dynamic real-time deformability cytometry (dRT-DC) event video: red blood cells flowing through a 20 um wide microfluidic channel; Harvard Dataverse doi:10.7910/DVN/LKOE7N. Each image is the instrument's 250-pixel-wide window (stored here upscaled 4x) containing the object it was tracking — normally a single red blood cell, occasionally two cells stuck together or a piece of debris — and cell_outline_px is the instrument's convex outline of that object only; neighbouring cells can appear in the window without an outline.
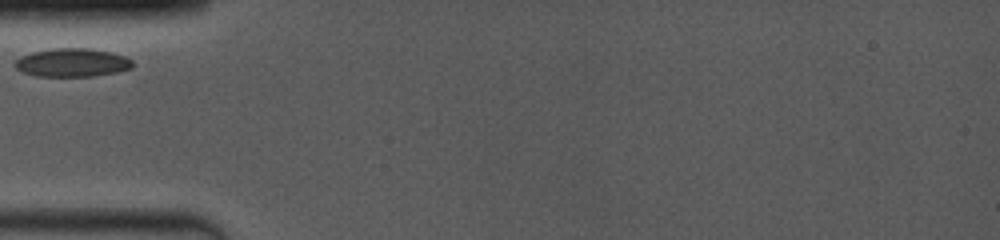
{"species": "common noctule bat (a hibernating species)", "species_latin": "Nyctalus noctula", "temperature_condition": "room temperature", "stored_images_in_passage": 3, "camera_frame_rate_fps": 4000, "um_per_image_px": 0.085, "animal": {"sex": "female", "body_mass_g": 19.0, "forearm_length_mm": 53.3}, "frame": {"image": 1, "passage_image": 1, "time_ms": 0.0, "image_size_px": [1000, 240], "cell_outline_px": [[132, 68], [116, 72], [92, 76], [36, 76], [24, 72], [16, 68], [12, 64], [20, 56], [32, 52], [52, 48], [88, 48], [112, 52], [124, 56], [132, 60]], "centroid_in_image_um": [6.11, 5.31], "position_along_channel_um": 78.9, "area_um2": 19.48}}
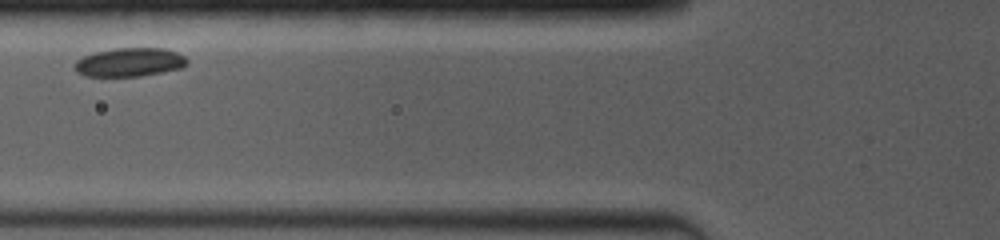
{"frame": {"image": 2, "passage_image": 2, "time_ms": 1.0, "image_size_px": [1000, 240], "cell_outline_px": [[188, 64], [184, 68], [140, 76], [84, 76], [76, 72], [72, 68], [76, 60], [84, 56], [96, 52], [116, 48], [164, 48], [176, 52], [184, 56], [188, 60]], "centroid_in_image_um": [11.02, 5.29], "position_along_channel_um": 114.8, "area_um2": 18.96}}
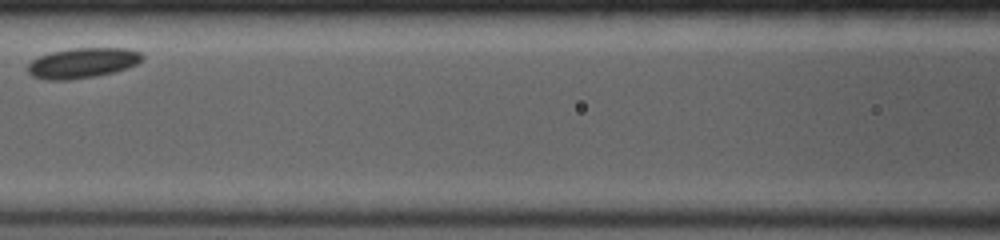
{"frame": {"image": 3, "passage_image": 3, "time_ms": 2.25, "image_size_px": [1000, 240], "cell_outline_px": [[144, 60], [128, 68], [116, 72], [96, 76], [68, 80], [44, 80], [32, 76], [28, 72], [28, 64], [32, 60], [48, 52], [68, 48], [128, 48], [140, 52], [144, 56]], "centroid_in_image_um": [7.03, 5.35], "position_along_channel_um": 159.6, "area_um2": 20.52}}